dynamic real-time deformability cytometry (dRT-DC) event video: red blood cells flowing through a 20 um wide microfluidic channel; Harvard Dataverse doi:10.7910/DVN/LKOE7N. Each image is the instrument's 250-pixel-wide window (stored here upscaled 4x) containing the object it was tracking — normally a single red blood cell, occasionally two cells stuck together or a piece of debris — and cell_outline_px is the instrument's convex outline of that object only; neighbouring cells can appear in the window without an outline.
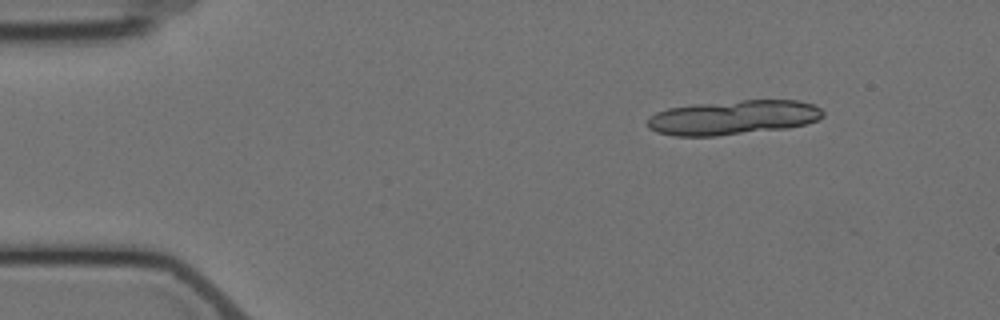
{"species": "Egyptian fruit bat (a non-hibernating species)", "species_latin": "Rousettus aegyptiacus", "temperature_condition": "cold", "stored_images_in_passage": 4, "camera_frame_rate_fps": 3000, "um_per_image_px": 0.085, "animal": {"sex": "female"}, "frame": {"image": 1, "passage_image": 2, "time_ms": 1.0, "image_size_px": [1000, 320], "cell_outline_px": [[824, 116], [816, 120], [804, 124], [788, 128], [716, 136], [676, 136], [656, 132], [648, 128], [648, 116], [656, 112], [668, 108], [696, 104], [740, 100], [796, 100], [812, 104], [820, 108], [824, 112]], "centroid_in_image_um": [62.3, 9.99], "position_along_channel_um": 22.7, "area_um2": 35.26}}